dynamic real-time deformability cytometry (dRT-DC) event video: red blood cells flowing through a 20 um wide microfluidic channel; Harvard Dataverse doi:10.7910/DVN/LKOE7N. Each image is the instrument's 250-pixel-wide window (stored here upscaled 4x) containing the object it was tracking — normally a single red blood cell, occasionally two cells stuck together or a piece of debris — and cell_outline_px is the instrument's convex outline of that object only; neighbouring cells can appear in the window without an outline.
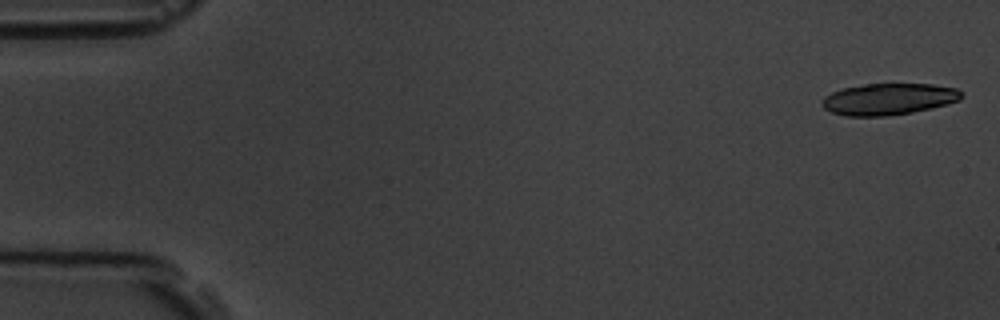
{"species": "common noctule bat (a hibernating species)", "species_latin": "Nyctalus noctula", "temperature_condition": "room temperature", "stored_images_in_passage": 15, "camera_frame_rate_fps": 3000, "um_per_image_px": 0.085, "animal": {"sex": "male", "body_mass_g": 19.5, "forearm_length_mm": 54.6}, "frame": {"image": 1, "passage_image": 1, "time_ms": 0.0, "image_size_px": [1000, 320], "cell_outline_px": [[964, 96], [960, 100], [948, 104], [932, 108], [912, 112], [884, 116], [844, 116], [832, 112], [824, 108], [820, 104], [820, 100], [824, 96], [832, 92], [844, 88], [868, 84], [932, 84], [956, 88]], "centroid_in_image_um": [75.52, 8.43], "position_along_channel_um": 9.5, "area_um2": 25.66}}
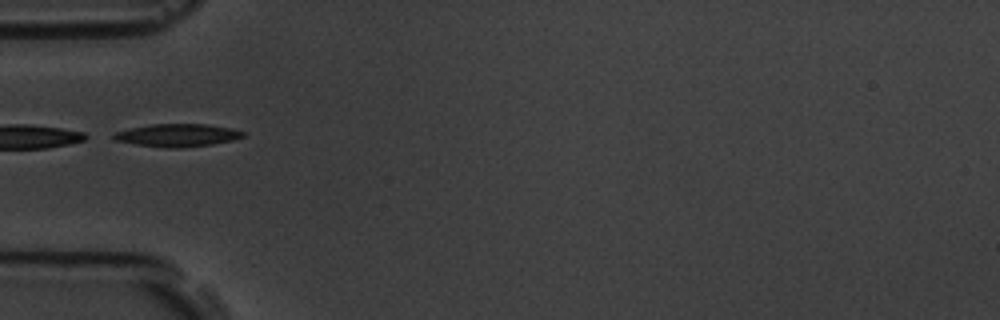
{"frame": {"image": 2, "passage_image": 5, "time_ms": 5.667, "image_size_px": [1000, 320], "cell_outline_px": [[248, 132], [244, 136], [232, 140], [212, 144], [180, 148], [164, 148], [136, 144], [116, 140], [112, 136], [116, 132], [132, 128], [152, 124], [204, 124], [232, 128]], "centroid_in_image_um": [15.14, 11.5], "position_along_channel_um": 69.9, "area_um2": 17.05}}
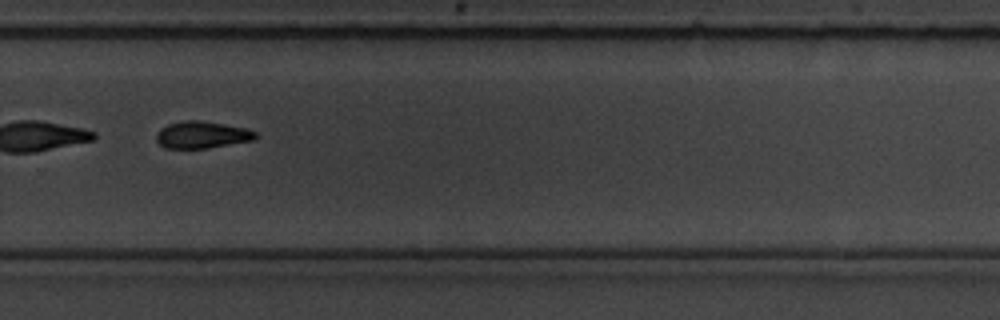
{"frame": {"image": 3, "passage_image": 11, "time_ms": 12.333, "image_size_px": [1000, 320], "cell_outline_px": [[260, 136], [256, 140], [208, 148], [164, 148], [156, 140], [156, 132], [160, 128], [168, 124], [184, 120], [200, 120], [248, 128], [256, 132]], "centroid_in_image_um": [17.21, 11.45], "position_along_channel_um": 312.6, "area_um2": 15.9}, "authors_computed_cell_mechanics": {"area_um2": 18.1492, "velocity_mm_per_s": 3.646, "shape_relaxation_time_tau1_ms": 3.1272, "shape_relaxation_time_tau2_ms": null, "deformation_change_tau1": 0.0997, "deformation_change_tau2": null}}